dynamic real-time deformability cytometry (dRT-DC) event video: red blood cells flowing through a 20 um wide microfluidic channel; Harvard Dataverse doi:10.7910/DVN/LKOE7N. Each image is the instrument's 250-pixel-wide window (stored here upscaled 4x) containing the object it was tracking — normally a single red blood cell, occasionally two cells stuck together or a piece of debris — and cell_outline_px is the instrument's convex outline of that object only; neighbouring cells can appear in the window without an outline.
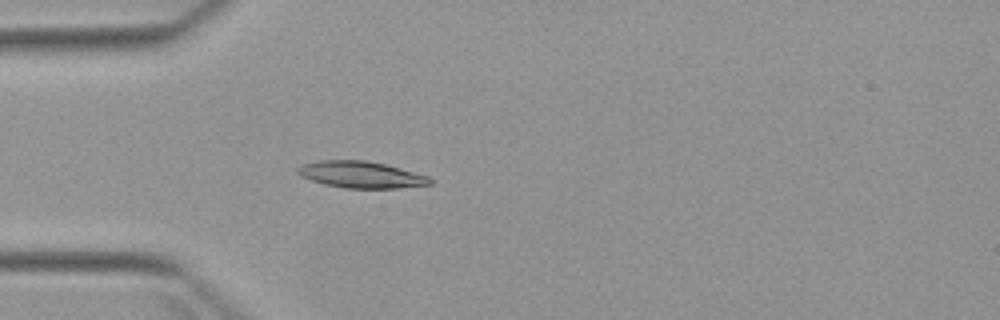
{"species": "Egyptian fruit bat (a non-hibernating species)", "species_latin": "Rousettus aegyptiacus", "temperature_condition": "warm", "stored_images_in_passage": 5, "camera_frame_rate_fps": 3000, "um_per_image_px": 0.085, "animal": {"sex": "female"}, "frame": {"image": 1, "passage_image": 5, "time_ms": 4.667, "image_size_px": [1000, 320], "cell_outline_px": [[432, 184], [396, 188], [344, 188], [324, 184], [312, 180], [296, 172], [296, 168], [300, 164], [320, 160], [364, 160], [384, 164], [428, 176], [432, 180]], "centroid_in_image_um": [30.65, 14.84], "position_along_channel_um": 54.3, "area_um2": 20.35}}